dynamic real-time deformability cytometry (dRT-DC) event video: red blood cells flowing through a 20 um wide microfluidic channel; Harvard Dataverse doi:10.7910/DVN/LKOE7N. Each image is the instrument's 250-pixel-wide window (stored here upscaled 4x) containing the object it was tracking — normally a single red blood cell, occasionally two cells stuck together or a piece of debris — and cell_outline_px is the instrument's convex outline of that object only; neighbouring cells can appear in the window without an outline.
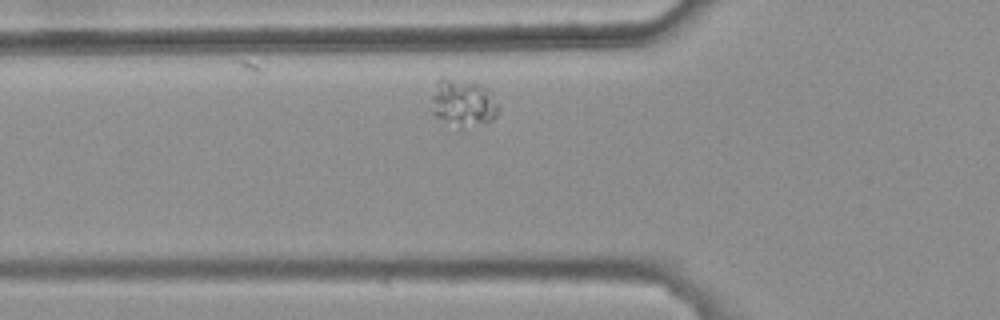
{"species": "common noctule bat (a hibernating species)", "species_latin": "Nyctalus noctula", "temperature_condition": "warm", "stored_images_in_passage": 39, "camera_frame_rate_fps": 3000, "um_per_image_px": 0.085, "animal": {"sex": "female", "body_mass_g": 25.1}, "frame": {"image": 1, "passage_image": 2, "time_ms": 0.333, "image_size_px": [1000, 320], "cell_outline_px": [[500, 112], [492, 120], [464, 132], [436, 116], [432, 112], [432, 100], [440, 76], [444, 76], [480, 84], [500, 108]], "centroid_in_image_um": [39.37, 8.82], "position_along_channel_um": 86.4, "area_um2": 18.61}}
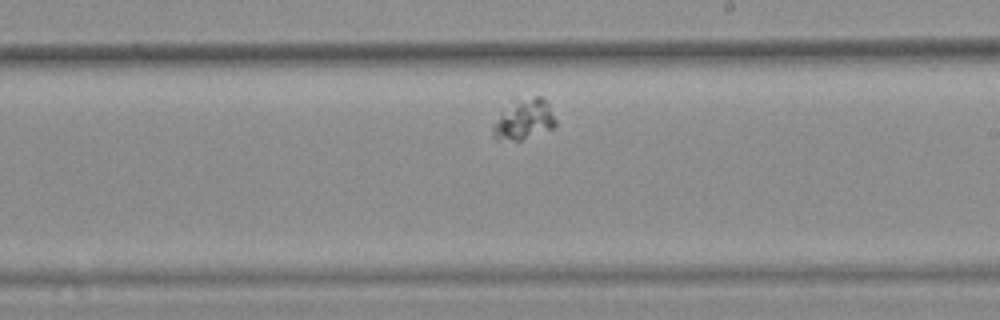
{"frame": {"image": 2, "passage_image": 16, "time_ms": 5.0, "image_size_px": [1000, 320], "cell_outline_px": [[556, 124], [552, 128], [520, 140], [496, 140], [492, 136], [492, 124], [500, 116], [520, 104], [536, 96], [544, 96], [556, 120]], "centroid_in_image_um": [44.58, 10.25], "position_along_channel_um": 244.4, "area_um2": 13.58}}
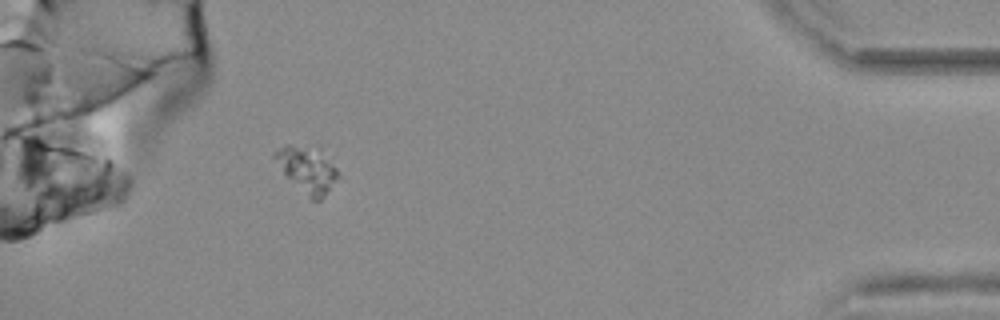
{"frame": {"image": 3, "passage_image": 35, "time_ms": 11.333, "image_size_px": [1000, 320], "cell_outline_px": [[340, 176], [324, 196], [320, 200], [312, 200], [284, 172], [272, 156], [280, 148], [288, 144], [320, 144], [336, 168]], "centroid_in_image_um": [26.18, 14.3], "position_along_channel_um": 409.0, "area_um2": 17.11}}